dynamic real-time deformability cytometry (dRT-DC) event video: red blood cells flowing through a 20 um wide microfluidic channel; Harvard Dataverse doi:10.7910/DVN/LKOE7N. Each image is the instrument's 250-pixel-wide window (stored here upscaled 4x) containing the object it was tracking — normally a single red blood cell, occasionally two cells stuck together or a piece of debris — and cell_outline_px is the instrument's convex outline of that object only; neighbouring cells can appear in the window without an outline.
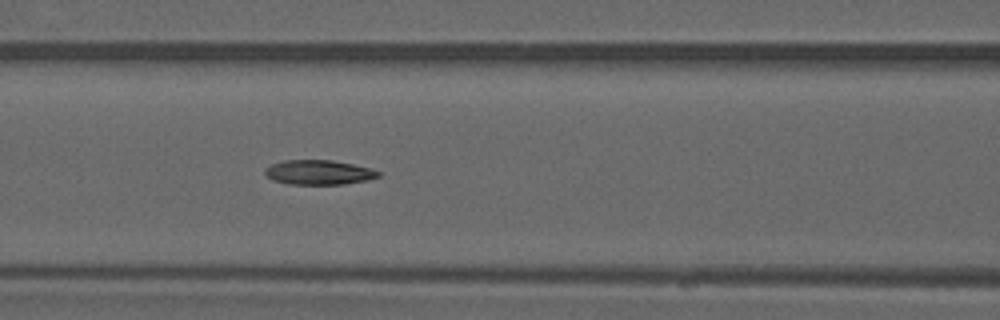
{"species": "common noctule bat (a hibernating species)", "species_latin": "Nyctalus noctula", "temperature_condition": "warm", "stored_images_in_passage": 6, "camera_frame_rate_fps": 3000, "um_per_image_px": 0.085, "animal": {"sex": "male", "forearm_length_mm": 52.5}, "frame": {"image": 1, "passage_image": 6, "time_ms": 6.0, "image_size_px": [1000, 320], "cell_outline_px": [[380, 176], [368, 180], [344, 184], [288, 184], [272, 180], [264, 172], [264, 168], [272, 164], [284, 160], [332, 160], [352, 164], [368, 168], [380, 172]], "centroid_in_image_um": [27.07, 14.65], "position_along_channel_um": 139.5, "area_um2": 16.18}}